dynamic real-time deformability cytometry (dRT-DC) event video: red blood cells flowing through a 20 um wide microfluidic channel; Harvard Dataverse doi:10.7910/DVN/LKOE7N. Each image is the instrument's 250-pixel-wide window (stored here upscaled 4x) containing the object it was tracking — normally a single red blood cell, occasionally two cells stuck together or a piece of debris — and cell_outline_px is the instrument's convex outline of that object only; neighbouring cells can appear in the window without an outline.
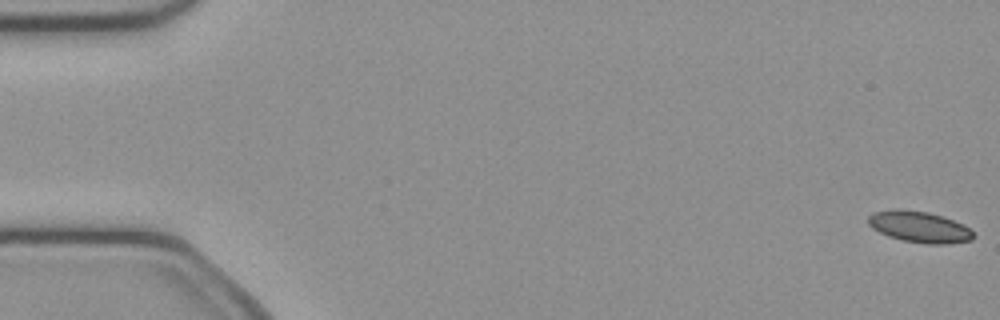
{"species": "common noctule bat (a hibernating species)", "species_latin": "Nyctalus noctula", "temperature_condition": "cold", "stored_images_in_passage": 52, "camera_frame_rate_fps": 3000, "um_per_image_px": 0.085, "animal": {"sex": "female", "body_mass_g": 21.9}, "frame": {"image": 1, "passage_image": 1, "time_ms": 0.0, "image_size_px": [1000, 320], "cell_outline_px": [[976, 236], [972, 240], [948, 244], [928, 244], [904, 240], [888, 236], [872, 228], [868, 224], [868, 216], [872, 212], [896, 208], [928, 212], [944, 216], [964, 224]], "centroid_in_image_um": [78.15, 19.27], "position_along_channel_um": 6.8, "area_um2": 19.31}}
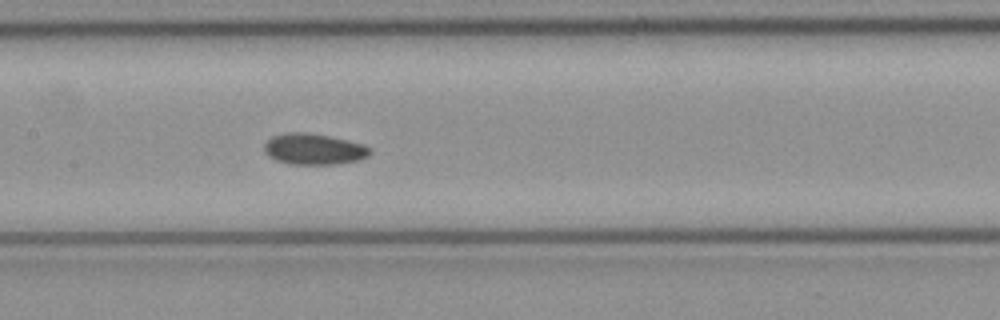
{"frame": {"image": 2, "passage_image": 25, "time_ms": 8.0, "image_size_px": [1000, 320], "cell_outline_px": [[372, 152], [368, 156], [360, 160], [336, 164], [288, 164], [276, 160], [268, 156], [264, 152], [264, 144], [272, 136], [284, 132], [308, 132], [348, 140], [364, 144], [372, 148]], "centroid_in_image_um": [26.68, 12.67], "position_along_channel_um": 180.7, "area_um2": 19.42}}
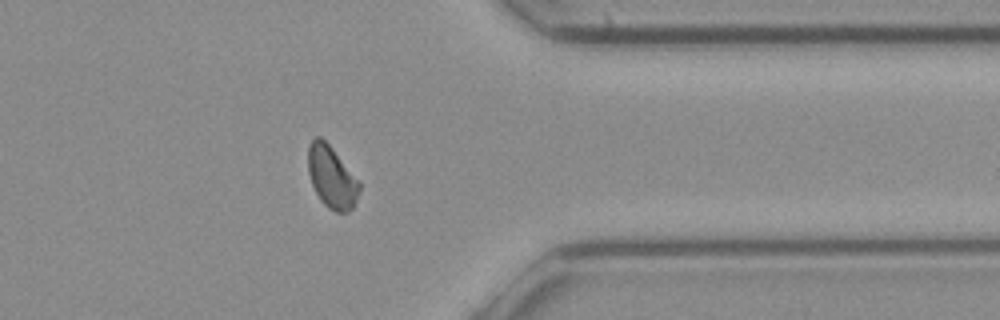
{"frame": {"image": 3, "passage_image": 41, "time_ms": 13.333, "image_size_px": [1000, 320], "cell_outline_px": [[360, 188], [356, 200], [352, 208], [348, 212], [336, 212], [328, 208], [320, 200], [312, 184], [308, 172], [308, 144], [316, 136], [320, 136], [332, 148], [360, 180]], "centroid_in_image_um": [28.2, 15.05], "position_along_channel_um": 383.2, "area_um2": 18.61}, "authors_computed_cell_mechanics": {"area_um2": 18.9006, "velocity_mm_per_s": 4.0312, "shape_relaxation_time_tau1_ms": null, "shape_relaxation_time_tau2_ms": 4.6448, "deformation_change_tau1": null, "deformation_change_tau2": 0.091}}